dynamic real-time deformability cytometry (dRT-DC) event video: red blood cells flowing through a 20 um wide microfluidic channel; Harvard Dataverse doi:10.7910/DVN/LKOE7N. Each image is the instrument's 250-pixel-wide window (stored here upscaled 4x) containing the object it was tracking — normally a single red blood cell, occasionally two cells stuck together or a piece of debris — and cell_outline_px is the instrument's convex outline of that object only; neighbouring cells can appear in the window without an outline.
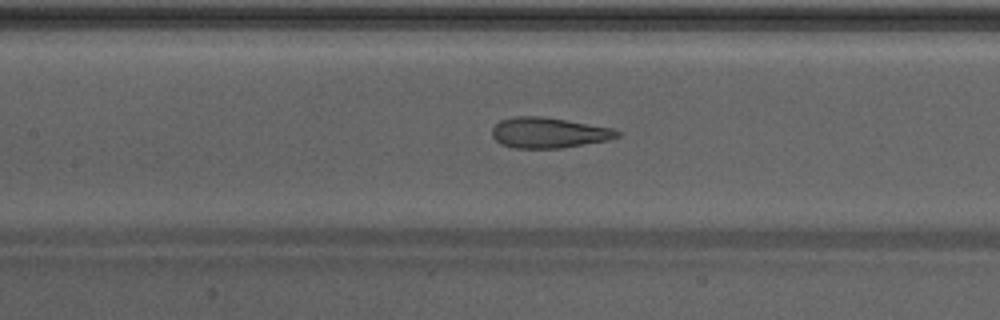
{"species": "Egyptian fruit bat (a non-hibernating species)", "species_latin": "Rousettus aegyptiacus", "temperature_condition": "warm", "stored_images_in_passage": 35, "camera_frame_rate_fps": 3000, "um_per_image_px": 0.085, "animal": {"sex": "male"}, "frame": {"image": 1, "passage_image": 10, "time_ms": 3.0, "image_size_px": [1000, 320], "cell_outline_px": [[620, 136], [608, 140], [564, 148], [516, 148], [500, 144], [492, 136], [492, 128], [500, 120], [516, 116], [540, 116], [612, 128], [620, 132]], "centroid_in_image_um": [46.62, 11.29], "position_along_channel_um": 160.8, "area_um2": 22.14}}
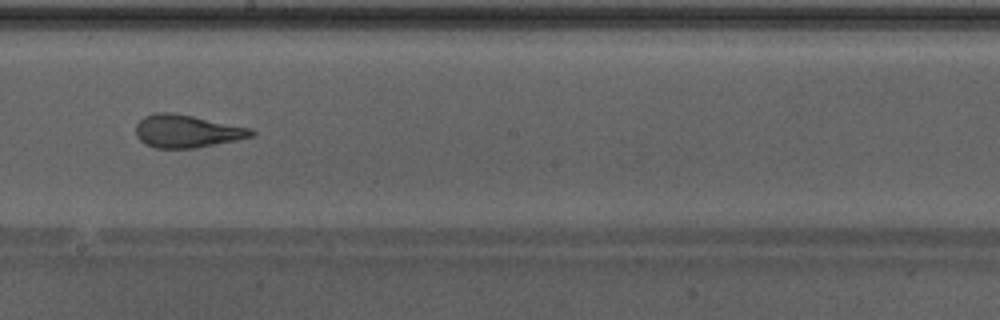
{"frame": {"image": 2, "passage_image": 15, "time_ms": 4.667, "image_size_px": [1000, 320], "cell_outline_px": [[256, 132], [252, 136], [236, 140], [196, 148], [156, 148], [144, 144], [136, 136], [136, 124], [144, 116], [156, 112], [172, 112], [252, 128]], "centroid_in_image_um": [15.86, 11.15], "position_along_channel_um": 232.3, "area_um2": 22.08}}